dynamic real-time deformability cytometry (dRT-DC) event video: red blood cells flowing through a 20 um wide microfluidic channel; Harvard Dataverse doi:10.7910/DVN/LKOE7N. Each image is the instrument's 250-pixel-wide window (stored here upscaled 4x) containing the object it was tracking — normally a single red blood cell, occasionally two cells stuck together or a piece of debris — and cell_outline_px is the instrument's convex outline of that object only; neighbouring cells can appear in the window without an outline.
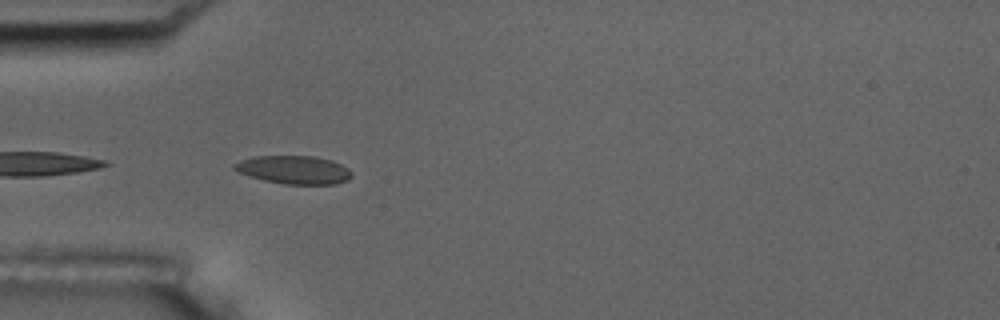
{"species": "common noctule bat (a hibernating species)", "species_latin": "Nyctalus noctula", "temperature_condition": "room temperature", "stored_images_in_passage": 3, "camera_frame_rate_fps": 3000, "um_per_image_px": 0.085, "animal": {"sex": "male", "body_mass_g": 17.5, "forearm_length_mm": 52.3}, "frame": {"image": 1, "passage_image": 1, "time_ms": 0.0, "image_size_px": [1000, 320], "cell_outline_px": [[352, 176], [348, 180], [336, 184], [284, 184], [264, 180], [248, 176], [232, 168], [232, 164], [240, 160], [256, 156], [312, 156], [332, 160], [348, 168], [352, 172]], "centroid_in_image_um": [24.99, 14.43], "position_along_channel_um": 60.0, "area_um2": 19.36}}